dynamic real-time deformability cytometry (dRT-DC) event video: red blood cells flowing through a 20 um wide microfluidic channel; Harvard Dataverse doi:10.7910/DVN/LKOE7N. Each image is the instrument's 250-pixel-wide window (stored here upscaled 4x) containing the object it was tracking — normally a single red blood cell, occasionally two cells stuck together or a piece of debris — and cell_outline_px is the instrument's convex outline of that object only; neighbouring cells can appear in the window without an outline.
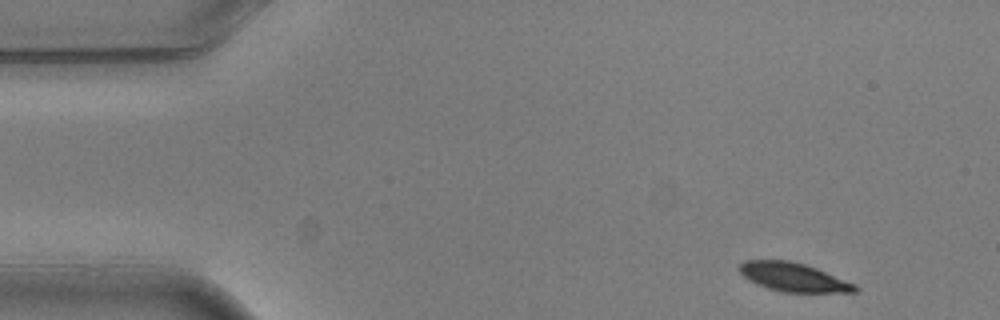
{"species": "common noctule bat (a hibernating species)", "species_latin": "Nyctalus noctula", "temperature_condition": "warm", "stored_images_in_passage": 5, "camera_frame_rate_fps": 3000, "um_per_image_px": 0.085, "animal": {"sex": "male", "body_mass_g": 20.5, "forearm_length_mm": 52.5}, "frame": {"image": 1, "passage_image": 1, "time_ms": 0.0, "image_size_px": [1000, 320], "cell_outline_px": [[860, 288], [856, 292], [780, 292], [756, 284], [748, 280], [736, 268], [744, 260], [788, 260], [804, 264], [816, 268], [856, 284]], "centroid_in_image_um": [67.42, 23.56], "position_along_channel_um": 17.6, "area_um2": 19.42}}
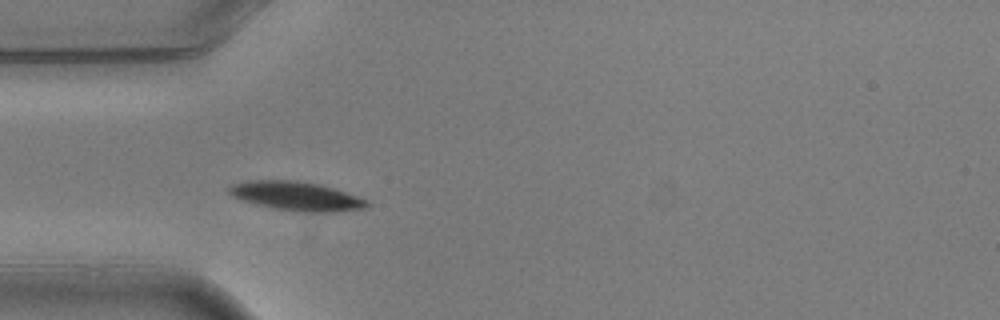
{"frame": {"image": 2, "passage_image": 4, "time_ms": 1.0, "image_size_px": [1000, 320], "cell_outline_px": [[368, 208], [332, 212], [296, 212], [256, 204], [232, 196], [228, 192], [228, 188], [232, 184], [252, 180], [296, 180], [320, 184], [368, 200]], "centroid_in_image_um": [25.2, 16.67], "position_along_channel_um": 59.8, "area_um2": 23.12}}
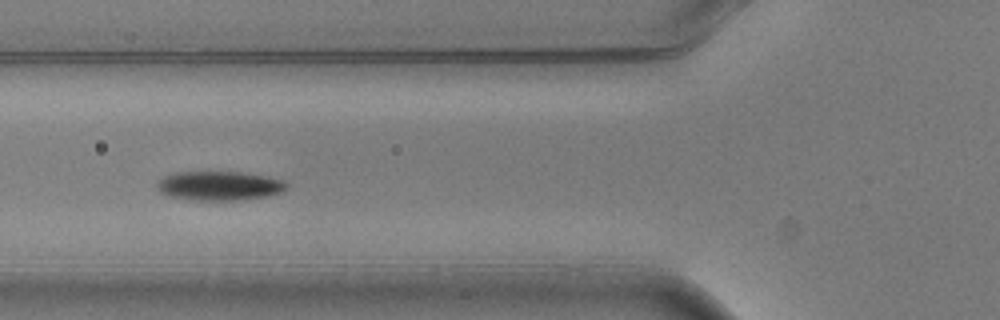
{"frame": {"image": 3, "passage_image": 5, "time_ms": 1.333, "image_size_px": [1000, 320], "cell_outline_px": [[288, 188], [280, 192], [268, 196], [240, 200], [192, 200], [172, 196], [160, 192], [156, 188], [156, 184], [164, 176], [176, 172], [240, 172], [268, 176], [284, 180], [288, 184]], "centroid_in_image_um": [18.67, 15.79], "position_along_channel_um": 107.1, "area_um2": 22.08}}